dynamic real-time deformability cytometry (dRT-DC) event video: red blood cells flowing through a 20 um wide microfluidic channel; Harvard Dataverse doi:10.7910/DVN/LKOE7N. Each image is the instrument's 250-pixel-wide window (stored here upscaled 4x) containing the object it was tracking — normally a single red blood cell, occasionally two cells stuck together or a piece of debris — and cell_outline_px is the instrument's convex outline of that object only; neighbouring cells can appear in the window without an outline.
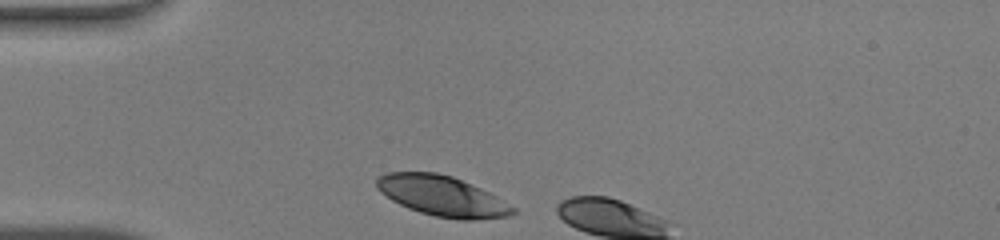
{"species": "human", "species_latin": "Homo sapiens", "temperature_condition": "warm", "stored_images_in_passage": 3, "camera_frame_rate_fps": 3000, "um_per_image_px": 0.085, "donor": {"sex": "male"}, "frame": {"image": 1, "passage_image": 1, "time_ms": 0.0, "image_size_px": [1000, 240], "cell_outline_px": [[516, 212], [508, 216], [472, 220], [460, 220], [436, 216], [420, 212], [408, 208], [392, 200], [380, 192], [376, 188], [376, 180], [380, 176], [388, 172], [436, 172], [452, 176], [480, 188], [488, 192], [516, 208]], "centroid_in_image_um": [37.57, 16.66], "position_along_channel_um": 47.4, "area_um2": 31.73}}